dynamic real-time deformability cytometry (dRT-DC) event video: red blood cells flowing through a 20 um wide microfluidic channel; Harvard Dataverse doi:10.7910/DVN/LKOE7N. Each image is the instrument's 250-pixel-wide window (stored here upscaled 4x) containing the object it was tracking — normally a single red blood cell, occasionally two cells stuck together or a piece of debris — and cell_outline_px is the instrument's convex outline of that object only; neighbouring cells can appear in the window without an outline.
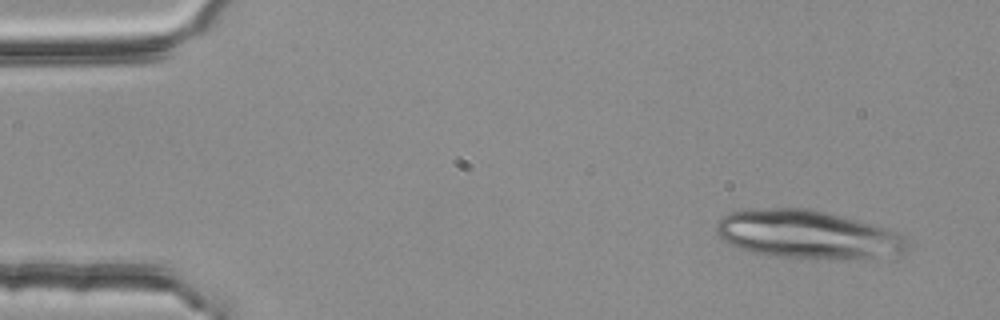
{"species": "common noctule bat (a hibernating species)", "species_latin": "Nyctalus noctula", "temperature_condition": "room temperature", "stored_images_in_passage": 3, "camera_frame_rate_fps": 3000, "um_per_image_px": 0.085, "animal": {"sex": "female", "body_mass_g": 25.1}, "frame": {"image": 1, "passage_image": 1, "time_ms": 0.0, "image_size_px": [1000, 320], "cell_outline_px": [[912, 244], [908, 252], [868, 260], [812, 260], [776, 256], [752, 252], [740, 248], [724, 240], [716, 232], [716, 224], [720, 216], [732, 212], [752, 208], [808, 208], [888, 228], [900, 232]], "centroid_in_image_um": [68.75, 19.97], "position_along_channel_um": 16.2, "area_um2": 55.03}}